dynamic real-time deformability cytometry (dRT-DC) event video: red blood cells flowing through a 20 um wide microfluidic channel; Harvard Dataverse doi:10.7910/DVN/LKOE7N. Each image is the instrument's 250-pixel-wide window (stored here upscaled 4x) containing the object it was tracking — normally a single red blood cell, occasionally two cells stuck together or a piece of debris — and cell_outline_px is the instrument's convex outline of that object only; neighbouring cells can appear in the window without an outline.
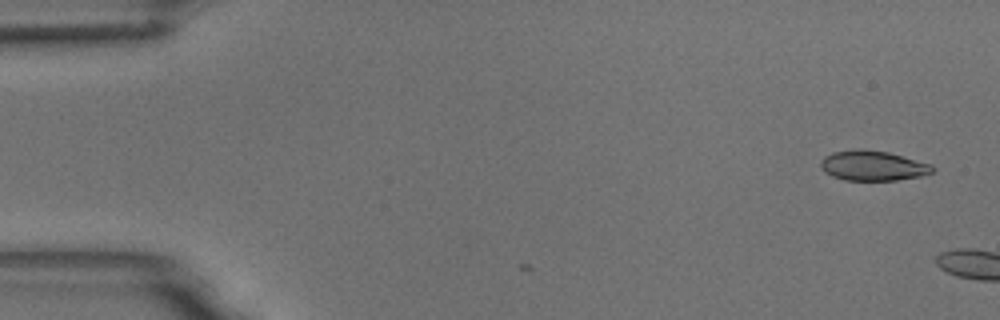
{"species": "common noctule bat (a hibernating species)", "species_latin": "Nyctalus noctula", "temperature_condition": "room temperature", "stored_images_in_passage": 4, "camera_frame_rate_fps": 3000, "um_per_image_px": 0.085, "animal": {"sex": "male", "body_mass_g": 18.8}, "frame": {"image": 1, "passage_image": 1, "time_ms": 0.0, "image_size_px": [1000, 320], "cell_outline_px": [[936, 168], [932, 172], [920, 176], [896, 180], [844, 180], [832, 176], [824, 172], [820, 168], [820, 164], [824, 156], [832, 152], [856, 148], [860, 148], [888, 152], [932, 164]], "centroid_in_image_um": [74.17, 14.07], "position_along_channel_um": 10.8, "area_um2": 19.71}}